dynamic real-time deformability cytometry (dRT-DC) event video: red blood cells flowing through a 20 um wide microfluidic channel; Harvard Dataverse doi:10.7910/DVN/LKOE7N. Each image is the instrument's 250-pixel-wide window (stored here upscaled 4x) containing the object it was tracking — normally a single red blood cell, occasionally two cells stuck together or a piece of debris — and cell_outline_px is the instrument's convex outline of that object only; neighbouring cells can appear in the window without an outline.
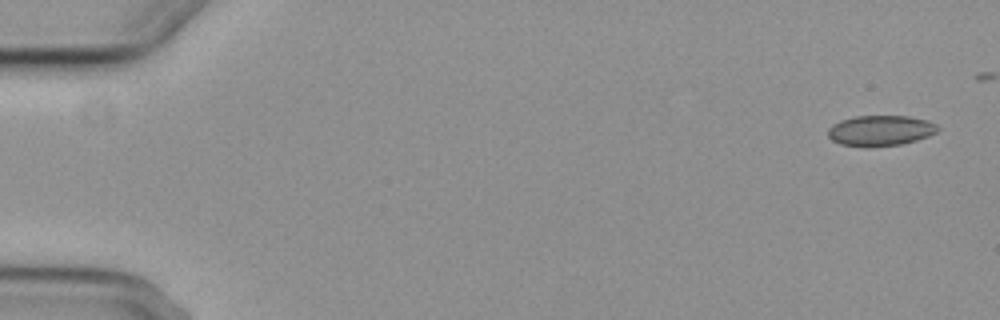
{"species": "common noctule bat (a hibernating species)", "species_latin": "Nyctalus noctula", "temperature_condition": "cold", "stored_images_in_passage": 5, "camera_frame_rate_fps": 3000, "um_per_image_px": 0.085, "animal": {"sex": "female", "body_mass_g": 29.2, "forearm_length_mm": 56.3}, "frame": {"image": 1, "passage_image": 1, "time_ms": 0.0, "image_size_px": [1000, 320], "cell_outline_px": [[940, 128], [936, 132], [928, 136], [916, 140], [900, 144], [868, 148], [864, 148], [840, 144], [832, 140], [828, 136], [828, 128], [832, 124], [840, 120], [856, 116], [908, 116], [928, 120], [936, 124]], "centroid_in_image_um": [74.81, 11.11], "position_along_channel_um": 10.2, "area_um2": 19.77}}
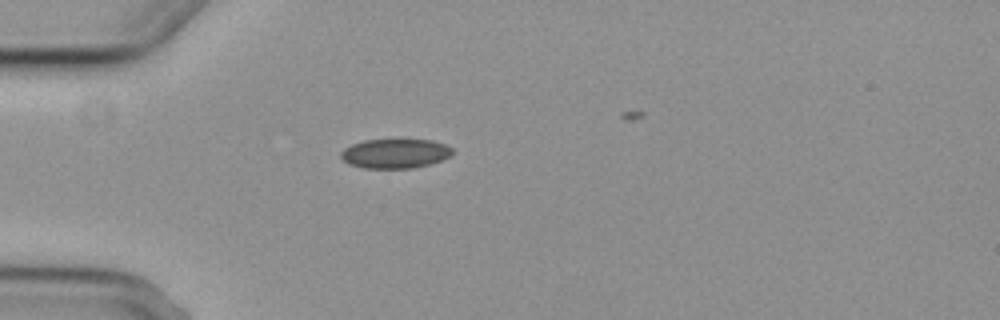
{"frame": {"image": 2, "passage_image": 5, "time_ms": 4.667, "image_size_px": [1000, 320], "cell_outline_px": [[452, 156], [428, 164], [412, 168], [364, 168], [348, 164], [340, 156], [340, 152], [344, 148], [352, 144], [364, 140], [432, 140], [444, 144], [452, 148]], "centroid_in_image_um": [33.56, 13.05], "position_along_channel_um": 51.4, "area_um2": 19.02}}